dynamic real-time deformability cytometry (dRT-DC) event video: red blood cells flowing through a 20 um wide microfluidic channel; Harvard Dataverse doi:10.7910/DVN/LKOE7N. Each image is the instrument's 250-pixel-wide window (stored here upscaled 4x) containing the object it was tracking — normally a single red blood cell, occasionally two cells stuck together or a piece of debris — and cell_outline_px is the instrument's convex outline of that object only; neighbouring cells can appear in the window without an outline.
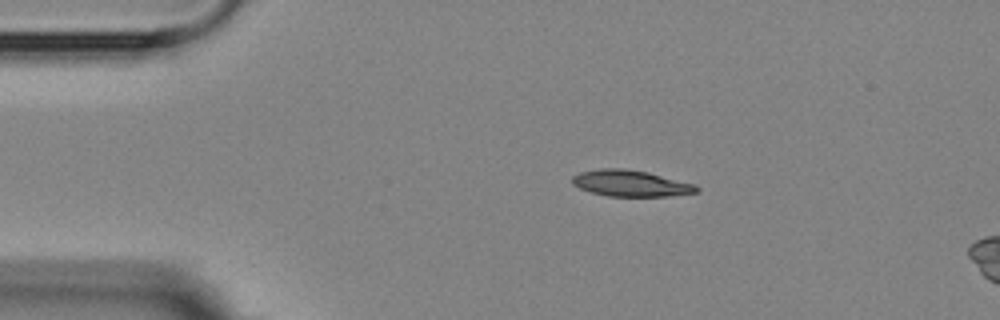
{"species": "Egyptian fruit bat (a non-hibernating species)", "species_latin": "Rousettus aegyptiacus", "temperature_condition": "room temperature", "stored_images_in_passage": 14, "camera_frame_rate_fps": 3000, "um_per_image_px": 0.085, "animal": {"sex": "female"}, "frame": {"image": 1, "passage_image": 1, "time_ms": 0.0, "image_size_px": [1000, 320], "cell_outline_px": [[700, 192], [672, 196], [608, 196], [592, 192], [580, 188], [572, 184], [572, 176], [580, 172], [600, 168], [624, 168], [648, 172], [696, 184], [700, 188]], "centroid_in_image_um": [53.65, 15.58], "position_along_channel_um": 31.3, "area_um2": 19.19}}
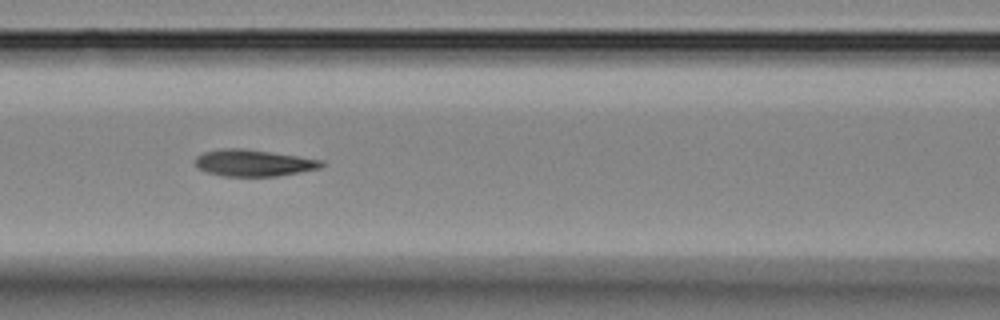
{"frame": {"image": 2, "passage_image": 5, "time_ms": 4.333, "image_size_px": [1000, 320], "cell_outline_px": [[324, 164], [320, 168], [300, 172], [276, 176], [224, 176], [208, 172], [200, 168], [192, 160], [196, 156], [204, 152], [220, 148], [240, 148], [324, 160]], "centroid_in_image_um": [21.53, 13.85], "position_along_channel_um": 145.1, "area_um2": 19.42}}
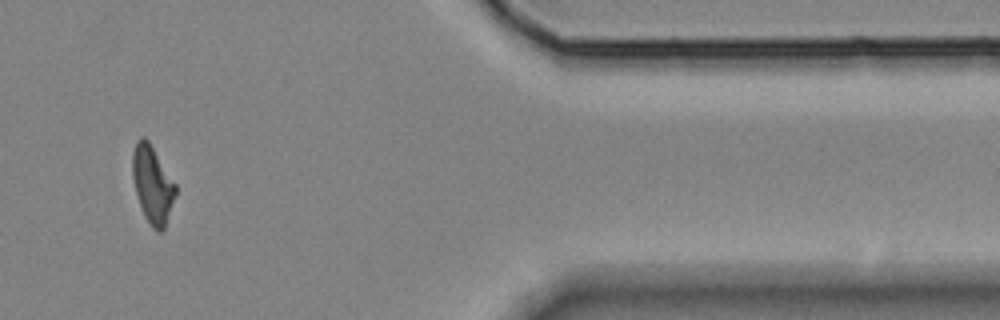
{"frame": {"image": 3, "passage_image": 11, "time_ms": 12.333, "image_size_px": [1000, 320], "cell_outline_px": [[176, 196], [164, 228], [160, 232], [156, 232], [152, 228], [144, 216], [136, 192], [132, 176], [132, 152], [136, 140], [140, 136], [144, 136], [148, 140], [176, 184]], "centroid_in_image_um": [12.95, 15.67], "position_along_channel_um": 398.4, "area_um2": 19.42}}